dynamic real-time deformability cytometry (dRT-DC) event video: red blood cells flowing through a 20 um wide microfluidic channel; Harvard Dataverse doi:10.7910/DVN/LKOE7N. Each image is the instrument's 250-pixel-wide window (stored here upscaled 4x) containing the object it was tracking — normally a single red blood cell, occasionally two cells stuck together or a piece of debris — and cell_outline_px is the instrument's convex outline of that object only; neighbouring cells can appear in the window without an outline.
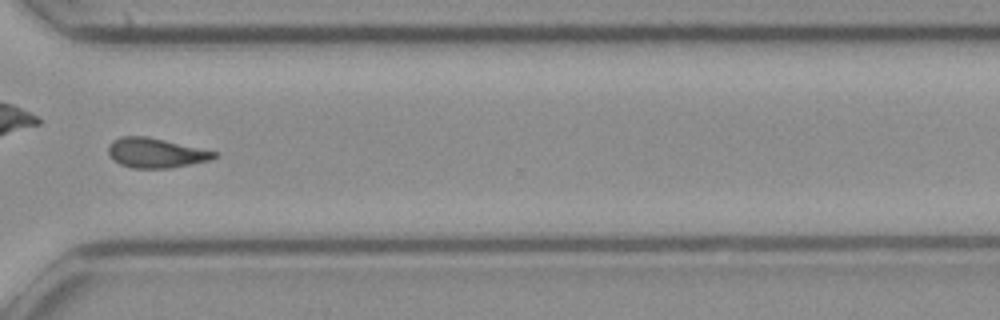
{"species": "common noctule bat (a hibernating species)", "species_latin": "Nyctalus noctula", "temperature_condition": "cold", "stored_images_in_passage": 46, "camera_frame_rate_fps": 3000, "um_per_image_px": 0.085, "animal": {"sex": "female", "body_mass_g": 21.9}, "frame": {"image": 1, "passage_image": 33, "time_ms": 10.667, "image_size_px": [1000, 320], "cell_outline_px": [[220, 152], [212, 160], [192, 164], [168, 168], [132, 168], [120, 164], [112, 160], [108, 156], [108, 144], [112, 140], [120, 136], [148, 136]], "centroid_in_image_um": [13.23, 12.99], "position_along_channel_um": 357.4, "area_um2": 18.73}}
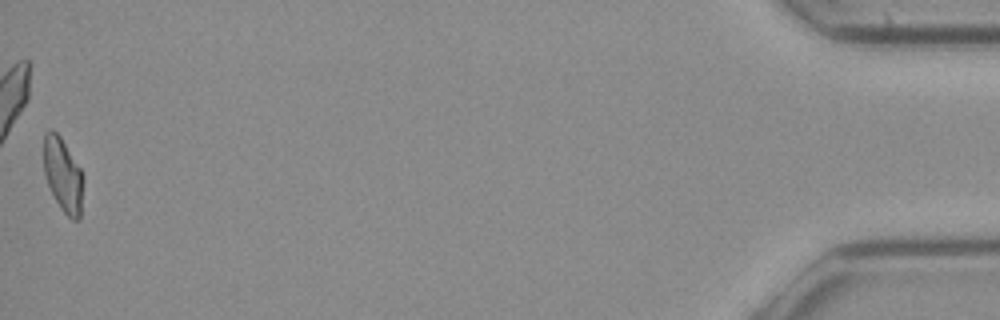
{"frame": {"image": 2, "passage_image": 46, "time_ms": 15.0, "image_size_px": [1000, 320], "cell_outline_px": [[84, 176], [80, 220], [72, 220], [60, 208], [48, 184], [44, 172], [44, 132], [52, 128], [60, 136], [80, 168]], "centroid_in_image_um": [5.37, 14.87], "position_along_channel_um": 429.8, "area_um2": 17.05}, "authors_computed_cell_mechanics": {"area_um2": 18.4093, "velocity_mm_per_s": 4.021, "shape_relaxation_time_tau1_ms": null, "shape_relaxation_time_tau2_ms": 7.9091, "deformation_change_tau1": null, "deformation_change_tau2": 0.1695}}